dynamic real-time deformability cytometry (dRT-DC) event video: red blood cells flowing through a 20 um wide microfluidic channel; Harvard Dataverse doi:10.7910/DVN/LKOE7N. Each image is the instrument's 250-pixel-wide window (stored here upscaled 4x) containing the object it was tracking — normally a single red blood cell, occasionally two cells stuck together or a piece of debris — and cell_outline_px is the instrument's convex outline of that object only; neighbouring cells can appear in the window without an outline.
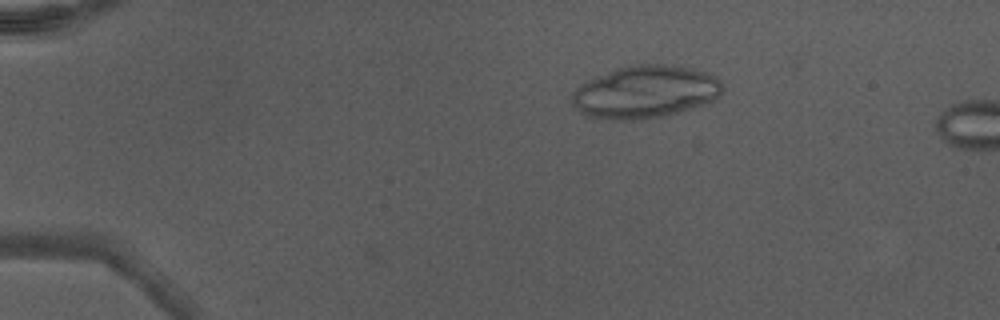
{"species": "Egyptian fruit bat (a non-hibernating species)", "species_latin": "Rousettus aegyptiacus", "temperature_condition": "warm", "stored_images_in_passage": 12, "camera_frame_rate_fps": 3000, "um_per_image_px": 0.085, "animal": {"sex": "male"}, "frame": {"image": 1, "passage_image": 10, "time_ms": 3.0, "image_size_px": [1000, 320], "cell_outline_px": [[724, 88], [720, 96], [712, 100], [668, 116], [636, 120], [604, 120], [588, 116], [580, 112], [572, 104], [572, 92], [584, 80], [632, 64], [660, 64], [692, 68], [708, 72], [716, 76], [720, 80]], "centroid_in_image_um": [54.83, 7.82], "position_along_channel_um": 30.2, "area_um2": 46.47}}